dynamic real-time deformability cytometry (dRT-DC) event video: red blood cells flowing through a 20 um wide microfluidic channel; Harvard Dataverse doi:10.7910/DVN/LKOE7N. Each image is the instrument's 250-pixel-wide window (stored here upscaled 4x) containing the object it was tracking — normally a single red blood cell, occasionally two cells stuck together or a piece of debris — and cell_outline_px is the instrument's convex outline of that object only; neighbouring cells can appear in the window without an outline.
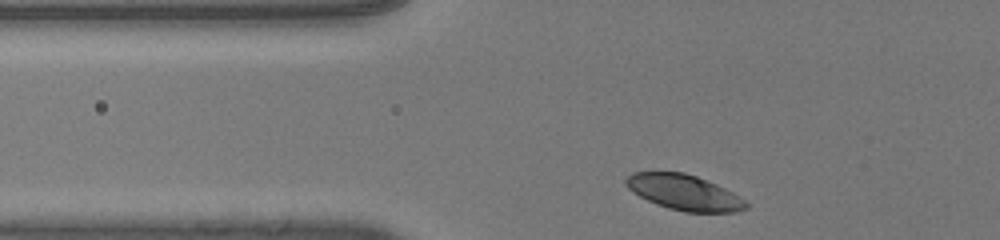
{"species": "human", "species_latin": "Homo sapiens", "temperature_condition": "room temperature", "stored_images_in_passage": 29, "camera_frame_rate_fps": 3000, "um_per_image_px": 0.085, "donor": {"sex": "male"}, "frame": {"image": 1, "passage_image": 2, "time_ms": 0.333, "image_size_px": [1000, 240], "cell_outline_px": [[748, 208], [736, 212], [684, 212], [668, 208], [656, 204], [632, 192], [624, 184], [624, 180], [632, 172], [684, 172], [696, 176], [716, 184], [740, 196], [748, 204]], "centroid_in_image_um": [58.14, 16.36], "position_along_channel_um": 67.7, "area_um2": 24.8}}
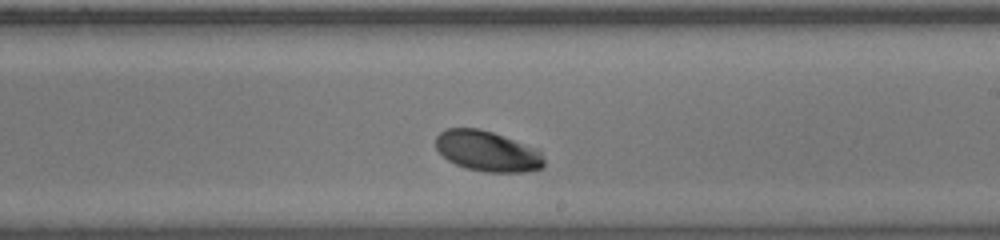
{"frame": {"image": 2, "passage_image": 17, "time_ms": 5.333, "image_size_px": [1000, 240], "cell_outline_px": [[544, 168], [524, 172], [484, 172], [468, 168], [456, 164], [448, 160], [436, 148], [436, 136], [444, 128], [480, 128], [540, 148], [544, 160]], "centroid_in_image_um": [41.47, 12.84], "position_along_channel_um": 247.5, "area_um2": 25.84}}
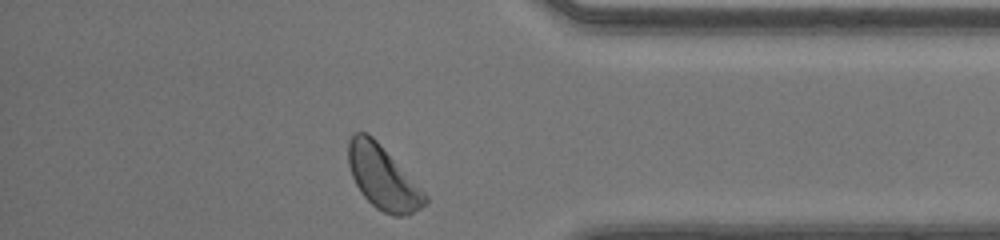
{"frame": {"image": 3, "passage_image": 29, "time_ms": 9.333, "image_size_px": [1000, 240], "cell_outline_px": [[428, 200], [420, 208], [408, 216], [392, 216], [376, 208], [360, 192], [352, 176], [348, 164], [348, 140], [356, 132], [368, 132], [380, 144], [428, 196]], "centroid_in_image_um": [32.53, 15.1], "position_along_channel_um": 402.7, "area_um2": 28.09}, "authors_computed_cell_mechanics": {"area_um2": 25.8366, "velocity_mm_per_s": 4.0592, "shape_relaxation_time_tau1_ms": 1.1194, "shape_relaxation_time_tau2_ms": null, "deformation_change_tau1": 0.1028, "deformation_change_tau2": null}}